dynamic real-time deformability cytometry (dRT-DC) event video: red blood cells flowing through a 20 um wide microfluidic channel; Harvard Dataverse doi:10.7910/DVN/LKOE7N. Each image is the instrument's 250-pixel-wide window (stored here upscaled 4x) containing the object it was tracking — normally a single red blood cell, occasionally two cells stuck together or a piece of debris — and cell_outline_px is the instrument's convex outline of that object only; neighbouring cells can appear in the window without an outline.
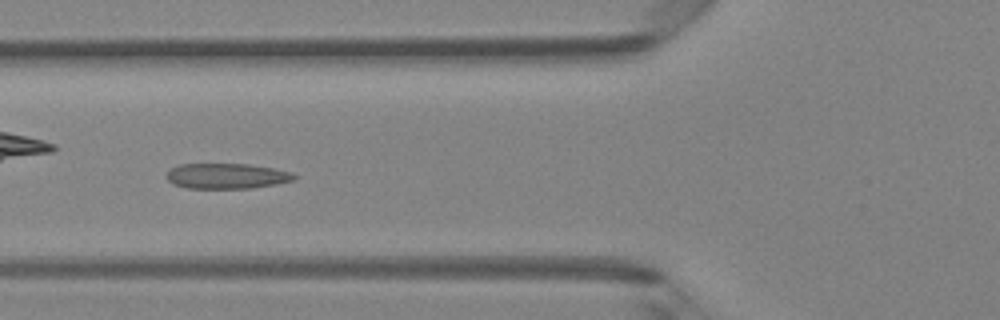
{"species": "Egyptian fruit bat (a non-hibernating species)", "species_latin": "Rousettus aegyptiacus", "temperature_condition": "room temperature", "stored_images_in_passage": 39, "camera_frame_rate_fps": 3000, "um_per_image_px": 0.085, "animal": {"sex": "female"}, "frame": {"image": 1, "passage_image": 9, "time_ms": 2.667, "image_size_px": [1000, 320], "cell_outline_px": [[300, 176], [296, 180], [276, 184], [252, 188], [188, 188], [172, 184], [164, 176], [172, 168], [180, 164], [248, 164], [272, 168], [292, 172]], "centroid_in_image_um": [19.3, 14.96], "position_along_channel_um": 106.5, "area_um2": 19.02}}
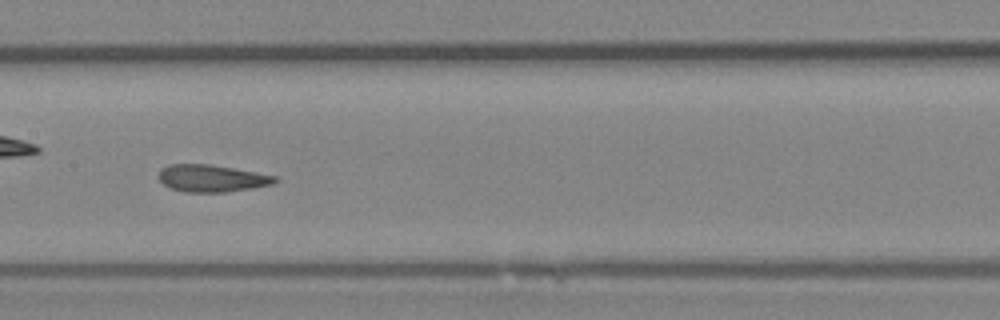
{"frame": {"image": 2, "passage_image": 15, "time_ms": 4.667, "image_size_px": [1000, 320], "cell_outline_px": [[280, 180], [272, 184], [252, 188], [228, 192], [184, 192], [168, 188], [156, 176], [160, 168], [168, 164], [208, 164], [256, 172], [276, 176]], "centroid_in_image_um": [17.95, 15.16], "position_along_channel_um": 189.4, "area_um2": 18.61}}
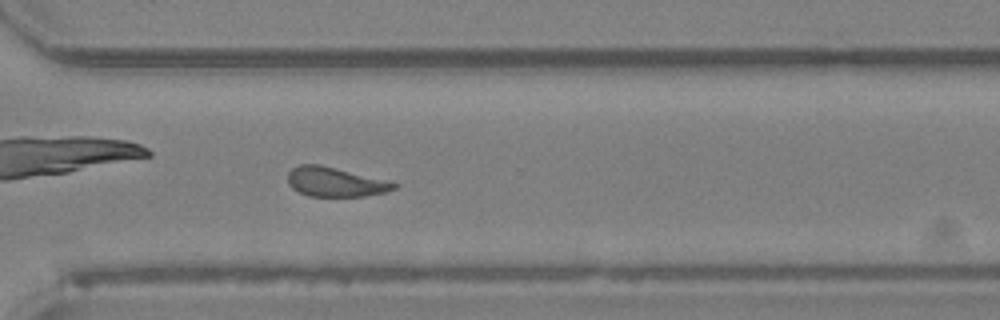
{"frame": {"image": 3, "passage_image": 26, "time_ms": 8.333, "image_size_px": [1000, 320], "cell_outline_px": [[400, 184], [396, 188], [384, 192], [364, 196], [308, 196], [292, 188], [288, 184], [288, 172], [292, 168], [300, 164], [320, 164]], "centroid_in_image_um": [28.45, 15.46], "position_along_channel_um": 342.1, "area_um2": 17.98}, "authors_computed_cell_mechanics": {"area_um2": 18.7272, "velocity_mm_per_s": 4.1801, "shape_relaxation_time_tau1_ms": 6.5652, "shape_relaxation_time_tau2_ms": 2.1943, "deformation_change_tau1": 0.1664, "deformation_change_tau2": 0.1045}}